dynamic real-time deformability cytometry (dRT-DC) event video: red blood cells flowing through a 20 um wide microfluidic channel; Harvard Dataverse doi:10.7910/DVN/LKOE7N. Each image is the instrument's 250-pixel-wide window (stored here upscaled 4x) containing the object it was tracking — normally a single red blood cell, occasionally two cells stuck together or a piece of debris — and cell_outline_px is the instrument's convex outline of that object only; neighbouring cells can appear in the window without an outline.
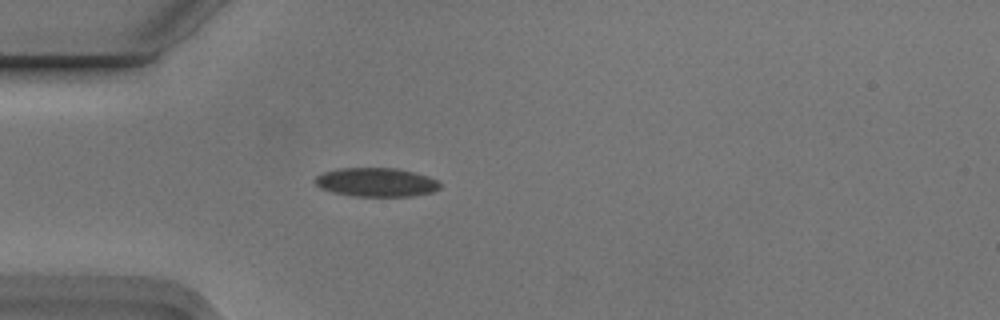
{"species": "Egyptian fruit bat (a non-hibernating species)", "species_latin": "Rousettus aegyptiacus", "temperature_condition": "cold", "stored_images_in_passage": 1, "camera_frame_rate_fps": 3000, "um_per_image_px": 0.085, "animal": {"sex": "male"}, "frame": {"image": 1, "passage_image": 1, "time_ms": 0.0, "image_size_px": [1000, 320], "cell_outline_px": [[440, 188], [432, 192], [412, 196], [352, 196], [332, 192], [320, 188], [312, 180], [316, 176], [324, 172], [340, 168], [396, 168], [428, 176], [436, 180], [440, 184]], "centroid_in_image_um": [31.95, 15.49], "position_along_channel_um": 53.1, "area_um2": 20.98}}